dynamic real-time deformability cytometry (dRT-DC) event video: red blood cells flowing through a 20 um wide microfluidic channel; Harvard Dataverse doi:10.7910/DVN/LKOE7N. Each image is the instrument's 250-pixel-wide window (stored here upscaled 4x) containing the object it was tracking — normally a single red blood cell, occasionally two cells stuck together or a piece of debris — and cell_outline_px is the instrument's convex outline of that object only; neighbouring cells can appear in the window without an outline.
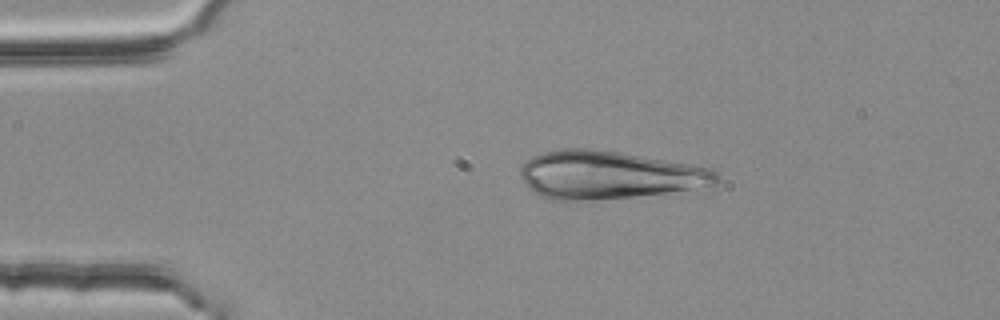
{"species": "common noctule bat (a hibernating species)", "species_latin": "Nyctalus noctula", "temperature_condition": "room temperature", "stored_images_in_passage": 3, "camera_frame_rate_fps": 3000, "um_per_image_px": 0.085, "animal": {"sex": "female", "body_mass_g": 25.1}, "frame": {"image": 1, "passage_image": 2, "time_ms": 0.333, "image_size_px": [1000, 320], "cell_outline_px": [[720, 180], [716, 184], [664, 192], [632, 196], [588, 200], [552, 200], [540, 196], [528, 188], [520, 176], [520, 168], [532, 156], [544, 152], [564, 148], [588, 148], [616, 152], [692, 164], [712, 168], [720, 176]], "centroid_in_image_um": [51.7, 14.86], "position_along_channel_um": 33.3, "area_um2": 54.27}}